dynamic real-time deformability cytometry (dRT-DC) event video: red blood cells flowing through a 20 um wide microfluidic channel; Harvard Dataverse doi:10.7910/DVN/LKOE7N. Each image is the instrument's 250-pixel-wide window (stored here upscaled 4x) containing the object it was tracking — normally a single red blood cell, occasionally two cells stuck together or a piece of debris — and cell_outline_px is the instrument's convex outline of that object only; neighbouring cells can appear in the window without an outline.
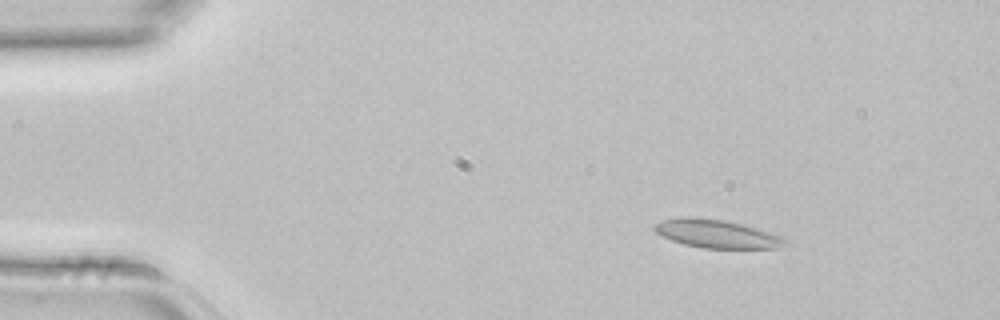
{"species": "common noctule bat (a hibernating species)", "species_latin": "Nyctalus noctula", "temperature_condition": "room temperature", "stored_images_in_passage": 3, "camera_frame_rate_fps": 3000, "um_per_image_px": 0.085, "animal": {"sex": "female", "body_mass_g": 22.7, "forearm_length_mm": 54.2}, "frame": {"image": 1, "passage_image": 2, "time_ms": 0.333, "image_size_px": [1000, 320], "cell_outline_px": [[788, 240], [784, 244], [776, 248], [704, 248], [684, 244], [672, 240], [656, 232], [652, 228], [652, 224], [664, 220], [688, 216], [724, 220], [744, 224], [780, 236]], "centroid_in_image_um": [60.89, 19.86], "position_along_channel_um": 24.1, "area_um2": 21.27}}